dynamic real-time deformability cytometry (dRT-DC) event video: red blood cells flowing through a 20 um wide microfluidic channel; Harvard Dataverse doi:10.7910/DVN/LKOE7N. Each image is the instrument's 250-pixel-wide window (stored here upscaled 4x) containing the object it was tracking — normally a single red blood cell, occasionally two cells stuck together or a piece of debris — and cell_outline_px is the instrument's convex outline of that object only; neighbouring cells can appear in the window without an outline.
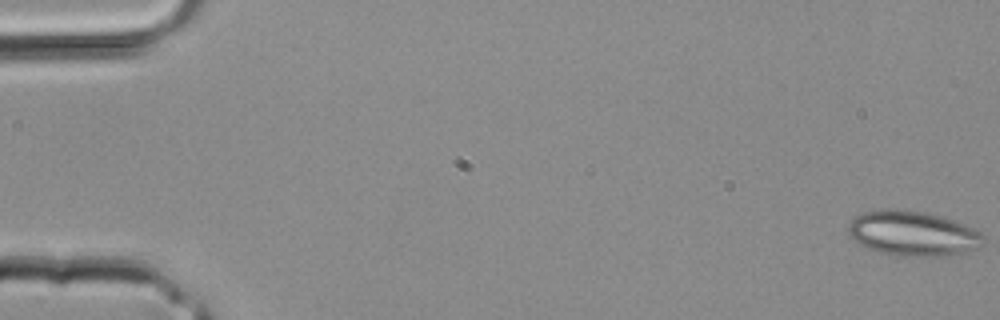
{"species": "common noctule bat (a hibernating species)", "species_latin": "Nyctalus noctula", "temperature_condition": "room temperature", "stored_images_in_passage": 3, "camera_frame_rate_fps": 3000, "um_per_image_px": 0.085, "animal": {"sex": "male", "body_mass_g": 20.4}, "frame": {"image": 1, "passage_image": 1, "time_ms": 0.0, "image_size_px": [1000, 320], "cell_outline_px": [[984, 240], [980, 248], [964, 252], [944, 256], [896, 256], [876, 252], [860, 244], [848, 232], [848, 224], [856, 216], [864, 212], [884, 208], [892, 208], [924, 212], [940, 216], [952, 220], [972, 228], [980, 232], [984, 236]], "centroid_in_image_um": [77.58, 19.85], "position_along_channel_um": 7.4, "area_um2": 35.37}}